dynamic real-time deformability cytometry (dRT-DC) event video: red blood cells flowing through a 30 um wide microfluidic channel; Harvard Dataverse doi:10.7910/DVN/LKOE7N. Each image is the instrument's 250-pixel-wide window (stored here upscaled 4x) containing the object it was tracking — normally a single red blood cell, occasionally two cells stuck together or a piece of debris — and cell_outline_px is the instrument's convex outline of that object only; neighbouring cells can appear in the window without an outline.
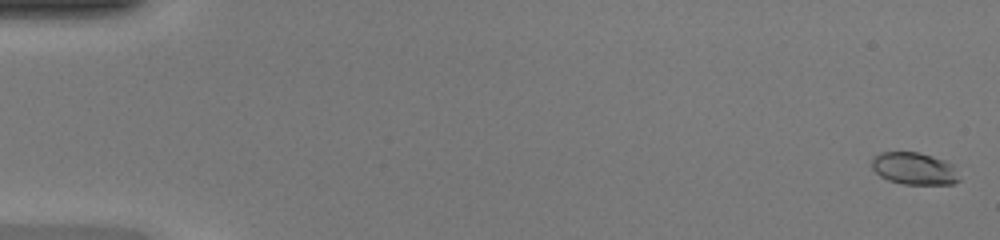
{"species": "common noctule bat (a hibernating species)", "species_latin": "Nyctalus noctula", "temperature_condition": "warm", "stored_images_in_passage": 50, "camera_frame_rate_fps": 3000, "um_per_image_px": 0.085, "animal": {"sex": "female", "body_mass_g": 20.0, "forearm_length_mm": 54.0}, "frame": {"image": 1, "passage_image": 2, "time_ms": 0.333, "image_size_px": [1000, 240], "cell_outline_px": [[960, 180], [952, 184], [904, 184], [888, 180], [880, 176], [872, 168], [872, 160], [880, 152], [920, 152], [944, 160], [952, 164]], "centroid_in_image_um": [77.7, 14.33], "position_along_channel_um": 7.3, "area_um2": 16.3}}
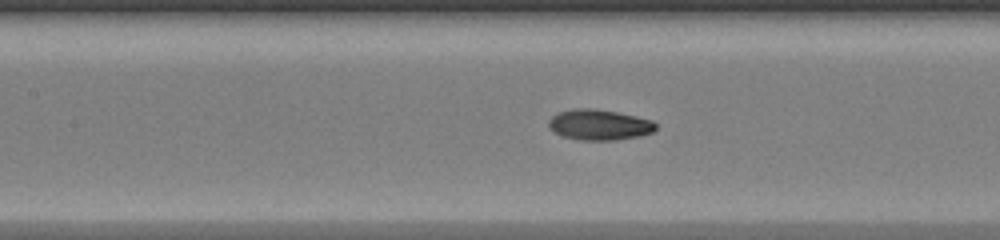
{"frame": {"image": 2, "passage_image": 24, "time_ms": 7.667, "image_size_px": [1000, 240], "cell_outline_px": [[656, 128], [652, 132], [640, 136], [616, 140], [580, 140], [560, 136], [548, 128], [548, 120], [556, 112], [572, 108], [596, 108], [636, 116], [652, 120], [656, 124]], "centroid_in_image_um": [50.88, 10.6], "position_along_channel_um": 156.5, "area_um2": 19.42}}
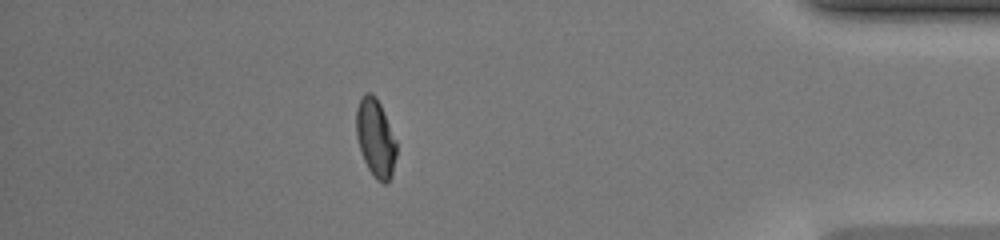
{"frame": {"image": 3, "passage_image": 44, "time_ms": 14.333, "image_size_px": [1000, 240], "cell_outline_px": [[396, 156], [392, 176], [384, 184], [376, 180], [372, 176], [364, 160], [356, 136], [356, 108], [364, 92], [372, 92], [376, 96], [384, 112], [396, 140]], "centroid_in_image_um": [31.92, 11.72], "position_along_channel_um": 403.3, "area_um2": 18.38}, "authors_computed_cell_mechanics": {"area_um2": 18.0625, "velocity_mm_per_s": 4.3067, "shape_relaxation_time_tau1_ms": 6.0433, "shape_relaxation_time_tau2_ms": 1.4841, "deformation_change_tau1": 0.2093, "deformation_change_tau2": 0.0536}}